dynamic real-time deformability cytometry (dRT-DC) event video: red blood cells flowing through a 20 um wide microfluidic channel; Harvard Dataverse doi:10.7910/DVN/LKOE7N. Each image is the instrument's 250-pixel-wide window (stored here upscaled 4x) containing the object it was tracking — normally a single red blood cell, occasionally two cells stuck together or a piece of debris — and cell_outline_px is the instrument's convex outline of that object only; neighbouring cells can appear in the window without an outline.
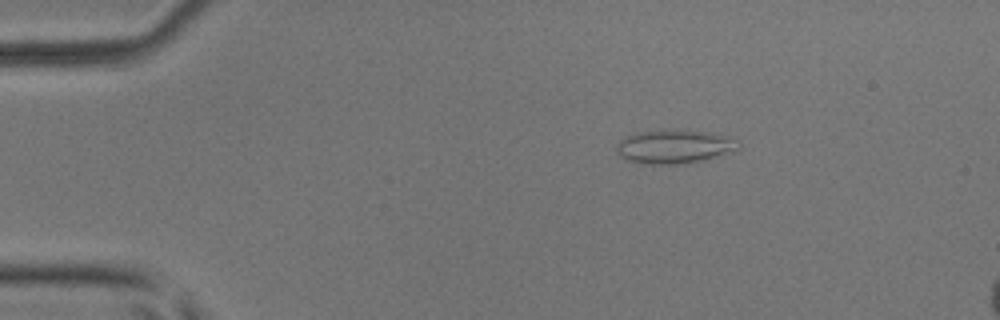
{"species": "common noctule bat (a hibernating species)", "species_latin": "Nyctalus noctula", "temperature_condition": "room temperature", "stored_images_in_passage": 6, "camera_frame_rate_fps": 3000, "um_per_image_px": 0.085, "animal": {"sex": "male", "body_mass_g": 17.9, "forearm_length_mm": 54.2}, "frame": {"image": 1, "passage_image": 3, "time_ms": 0.667, "image_size_px": [1000, 320], "cell_outline_px": [[740, 148], [736, 152], [704, 160], [680, 164], [644, 164], [628, 160], [620, 156], [616, 152], [616, 144], [620, 140], [636, 132], [660, 128], [676, 128], [712, 132], [736, 136], [740, 144]], "centroid_in_image_um": [57.41, 12.42], "position_along_channel_um": 27.6, "area_um2": 25.2}}
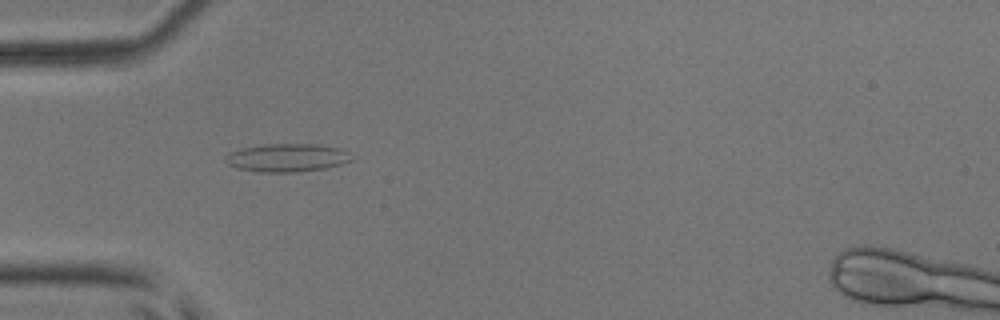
{"frame": {"image": 2, "passage_image": 5, "time_ms": 1.333, "image_size_px": [1000, 320], "cell_outline_px": [[352, 160], [340, 164], [324, 168], [292, 172], [260, 172], [236, 168], [228, 164], [224, 160], [228, 152], [240, 148], [260, 144], [316, 144], [336, 148], [352, 152]], "centroid_in_image_um": [24.36, 13.39], "position_along_channel_um": 60.6, "area_um2": 20.75}}
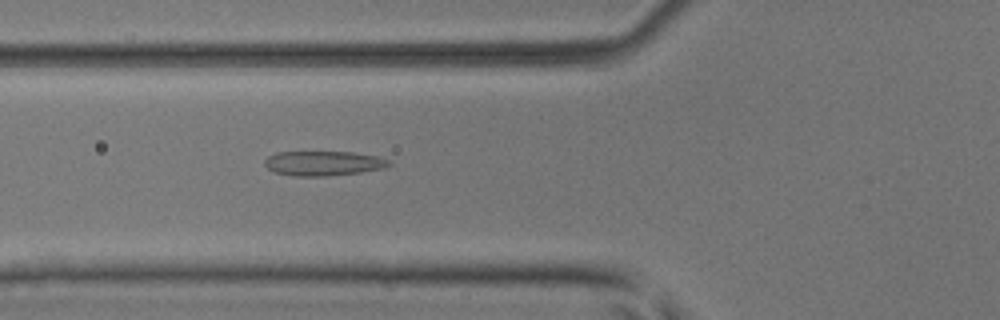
{"frame": {"image": 3, "passage_image": 6, "time_ms": 1.667, "image_size_px": [1000, 320], "cell_outline_px": [[392, 164], [384, 168], [360, 172], [324, 176], [296, 176], [276, 172], [268, 168], [264, 164], [264, 160], [268, 156], [276, 152], [352, 152], [376, 156], [388, 160]], "centroid_in_image_um": [27.47, 13.87], "position_along_channel_um": 98.3, "area_um2": 17.69}}